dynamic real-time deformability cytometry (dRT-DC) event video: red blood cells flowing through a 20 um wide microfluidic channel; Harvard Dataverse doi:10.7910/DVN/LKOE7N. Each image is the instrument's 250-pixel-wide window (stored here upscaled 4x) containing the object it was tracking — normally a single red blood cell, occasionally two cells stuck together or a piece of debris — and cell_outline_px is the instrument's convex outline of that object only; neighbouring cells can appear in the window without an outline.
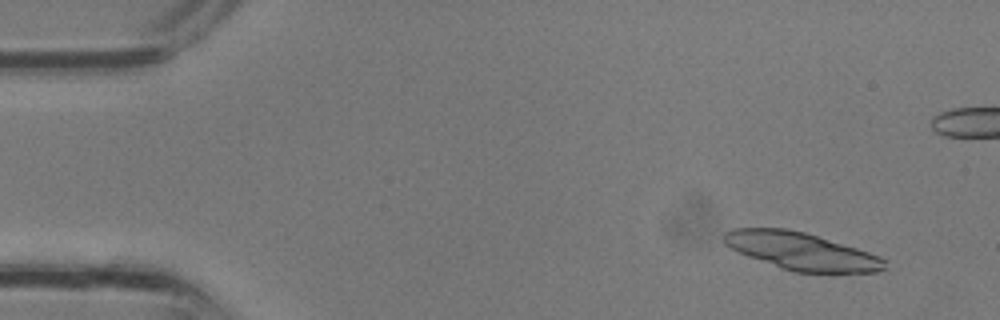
{"species": "common noctule bat (a hibernating species)", "species_latin": "Nyctalus noctula", "temperature_condition": "room temperature", "stored_images_in_passage": 12, "camera_frame_rate_fps": 3000, "um_per_image_px": 0.085, "animal": {"sex": "male", "body_mass_g": 13.3}, "frame": {"image": 1, "passage_image": 2, "time_ms": 0.333, "image_size_px": [1000, 320], "cell_outline_px": [[888, 268], [876, 272], [792, 272], [780, 268], [748, 256], [724, 244], [724, 232], [732, 228], [784, 228], [804, 232], [856, 248], [880, 256], [888, 260]], "centroid_in_image_um": [68.14, 21.36], "position_along_channel_um": 16.9, "area_um2": 34.85}}